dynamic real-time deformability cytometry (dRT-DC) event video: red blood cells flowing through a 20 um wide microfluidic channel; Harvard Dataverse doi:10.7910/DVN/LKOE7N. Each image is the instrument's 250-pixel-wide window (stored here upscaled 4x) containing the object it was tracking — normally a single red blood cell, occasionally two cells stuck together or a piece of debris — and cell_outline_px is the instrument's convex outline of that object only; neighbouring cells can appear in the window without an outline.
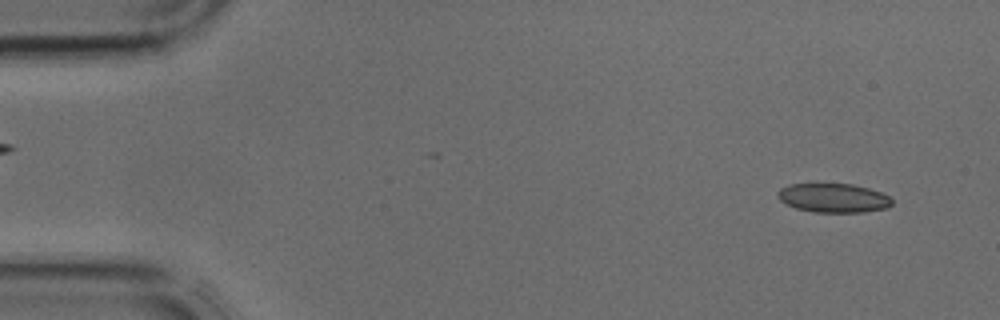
{"species": "common noctule bat (a hibernating species)", "species_latin": "Nyctalus noctula", "temperature_condition": "cold", "stored_images_in_passage": 40, "camera_frame_rate_fps": 3000, "um_per_image_px": 0.085, "animal": {"sex": "male", "body_mass_g": 17.9, "forearm_length_mm": 54.2}, "frame": {"image": 1, "passage_image": 2, "time_ms": 0.333, "image_size_px": [1000, 320], "cell_outline_px": [[892, 204], [888, 208], [864, 212], [812, 212], [796, 208], [780, 200], [776, 196], [776, 192], [780, 188], [788, 184], [852, 184], [868, 188], [880, 192], [888, 196], [892, 200]], "centroid_in_image_um": [70.82, 16.83], "position_along_channel_um": 14.2, "area_um2": 19.36}}
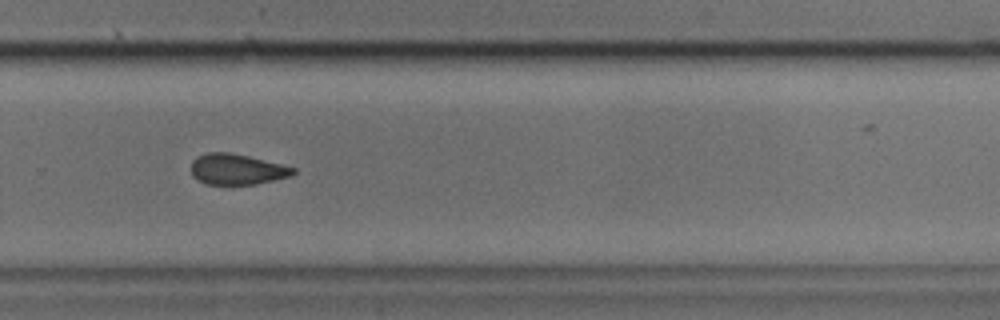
{"frame": {"image": 2, "passage_image": 27, "time_ms": 8.667, "image_size_px": [1000, 320], "cell_outline_px": [[296, 172], [292, 176], [256, 184], [208, 184], [196, 180], [192, 176], [192, 160], [196, 156], [208, 152], [228, 152], [248, 156], [296, 168]], "centroid_in_image_um": [20.12, 14.39], "position_along_channel_um": 309.7, "area_um2": 18.26}}
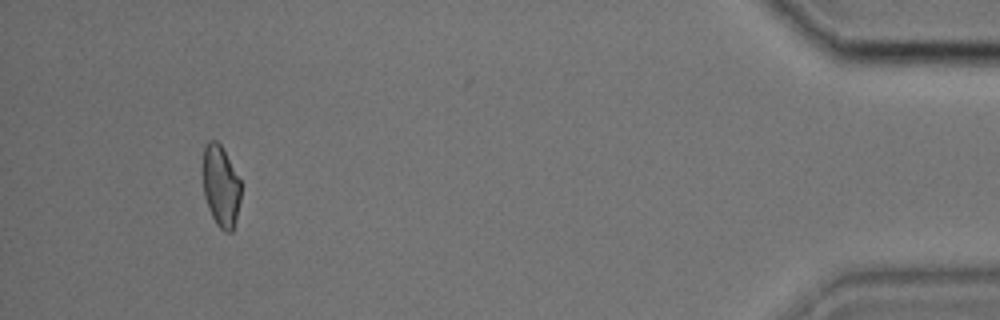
{"frame": {"image": 3, "passage_image": 38, "time_ms": 12.333, "image_size_px": [1000, 320], "cell_outline_px": [[240, 200], [232, 232], [224, 232], [216, 224], [208, 208], [204, 196], [200, 172], [200, 168], [204, 148], [208, 140], [216, 140], [220, 144], [240, 180]], "centroid_in_image_um": [18.7, 15.79], "position_along_channel_um": 416.5, "area_um2": 18.38}}